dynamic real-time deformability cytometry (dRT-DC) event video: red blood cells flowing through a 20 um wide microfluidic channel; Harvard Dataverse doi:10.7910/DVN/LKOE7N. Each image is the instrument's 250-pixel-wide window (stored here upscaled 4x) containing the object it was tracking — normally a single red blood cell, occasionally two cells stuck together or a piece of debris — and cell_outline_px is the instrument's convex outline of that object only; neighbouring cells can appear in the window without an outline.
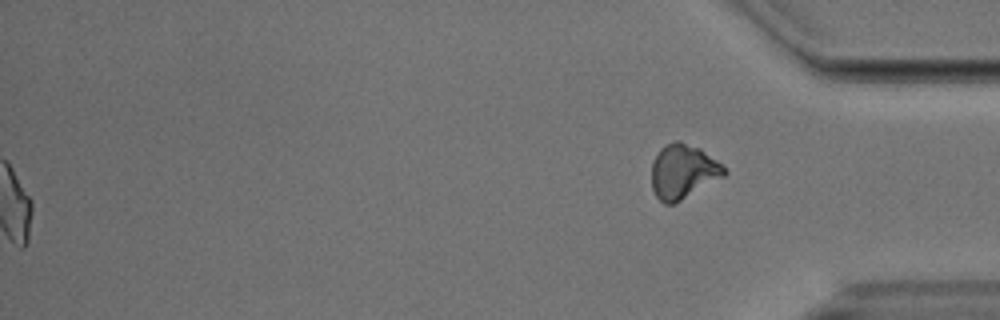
{"species": "Egyptian fruit bat (a non-hibernating species)", "species_latin": "Rousettus aegyptiacus", "temperature_condition": "cold", "stored_images_in_passage": 50, "segment_of_instrument_passage": [2, 2], "camera_frame_rate_fps": 3000, "um_per_image_px": 0.085, "animal": {"sex": "male"}, "frame": {"image": 1, "passage_image": 50, "time_ms": 16.333, "image_size_px": [1000, 320], "cell_outline_px": [[728, 172], [724, 176], [680, 200], [672, 204], [664, 204], [656, 196], [652, 188], [652, 164], [660, 148], [664, 144], [676, 140], [680, 140], [700, 148], [716, 160]], "centroid_in_image_um": [58.04, 14.55], "position_along_channel_um": 377.2, "area_um2": 22.77}}